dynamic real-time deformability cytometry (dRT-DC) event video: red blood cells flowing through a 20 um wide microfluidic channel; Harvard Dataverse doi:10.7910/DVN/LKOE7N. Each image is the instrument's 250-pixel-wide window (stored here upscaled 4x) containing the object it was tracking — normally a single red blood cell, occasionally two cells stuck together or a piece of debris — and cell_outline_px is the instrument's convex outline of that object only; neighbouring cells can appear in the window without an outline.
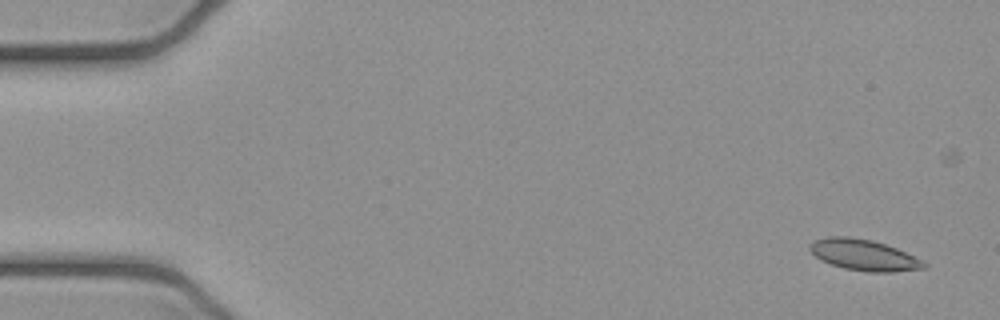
{"species": "common noctule bat (a hibernating species)", "species_latin": "Nyctalus noctula", "temperature_condition": "cold", "stored_images_in_passage": 4, "camera_frame_rate_fps": 3000, "um_per_image_px": 0.085, "animal": {"sex": "female", "body_mass_g": 21.9}, "frame": {"image": 1, "passage_image": 1, "time_ms": 0.0, "image_size_px": [1000, 320], "cell_outline_px": [[928, 264], [924, 268], [896, 272], [868, 272], [844, 268], [820, 260], [808, 248], [812, 240], [828, 236], [848, 236], [872, 240], [896, 248]], "centroid_in_image_um": [73.38, 21.67], "position_along_channel_um": 11.6, "area_um2": 20.52}}
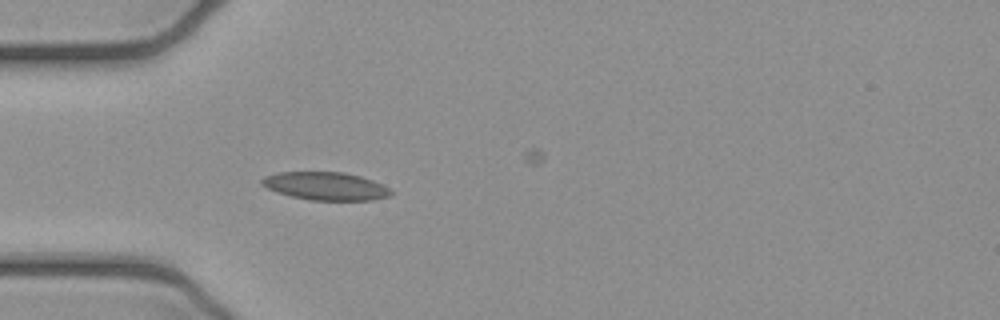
{"frame": {"image": 2, "passage_image": 4, "time_ms": 1.0, "image_size_px": [1000, 320], "cell_outline_px": [[396, 192], [392, 196], [372, 200], [308, 200], [276, 192], [260, 184], [260, 180], [264, 176], [280, 172], [344, 172], [360, 176], [372, 180], [392, 188]], "centroid_in_image_um": [27.73, 15.82], "position_along_channel_um": 57.3, "area_um2": 21.33}}